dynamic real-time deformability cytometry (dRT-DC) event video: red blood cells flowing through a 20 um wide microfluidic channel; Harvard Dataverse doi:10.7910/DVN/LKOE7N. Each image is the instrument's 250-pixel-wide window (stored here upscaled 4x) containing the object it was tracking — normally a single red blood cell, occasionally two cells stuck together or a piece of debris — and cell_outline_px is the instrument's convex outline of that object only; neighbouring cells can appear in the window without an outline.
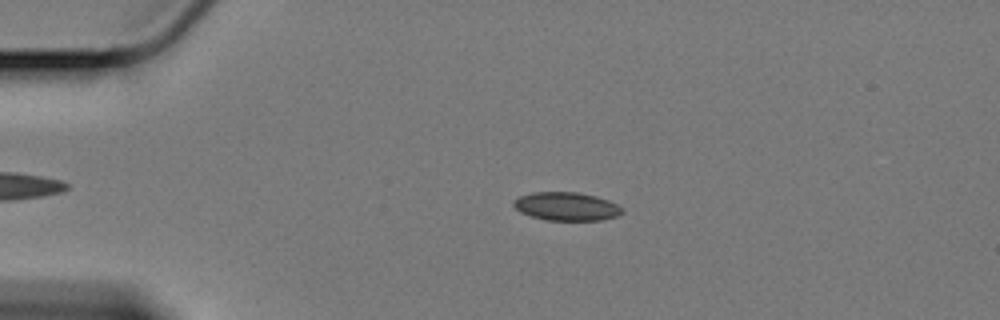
{"species": "Egyptian fruit bat (a non-hibernating species)", "species_latin": "Rousettus aegyptiacus", "temperature_condition": "cold", "stored_images_in_passage": 59, "camera_frame_rate_fps": 3000, "um_per_image_px": 0.085, "animal": {"sex": "female"}, "frame": {"image": 1, "passage_image": 13, "time_ms": 4.0, "image_size_px": [1000, 320], "cell_outline_px": [[624, 212], [616, 216], [600, 220], [548, 220], [532, 216], [520, 212], [512, 204], [512, 200], [520, 196], [532, 192], [580, 192], [596, 196], [608, 200], [624, 208]], "centroid_in_image_um": [48.15, 17.53], "position_along_channel_um": 36.9, "area_um2": 17.98}}
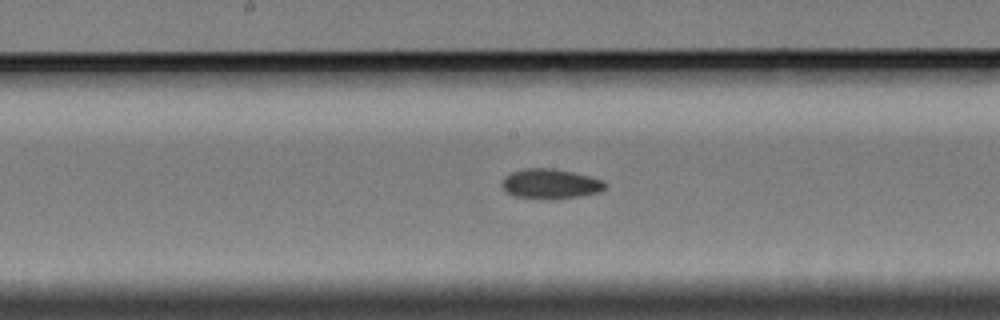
{"frame": {"image": 2, "passage_image": 31, "time_ms": 10.0, "image_size_px": [1000, 320], "cell_outline_px": [[608, 184], [600, 192], [580, 196], [512, 196], [500, 184], [504, 176], [512, 172], [524, 168], [552, 168], [572, 172], [604, 180]], "centroid_in_image_um": [46.79, 15.57], "position_along_channel_um": 201.4, "area_um2": 17.17}}
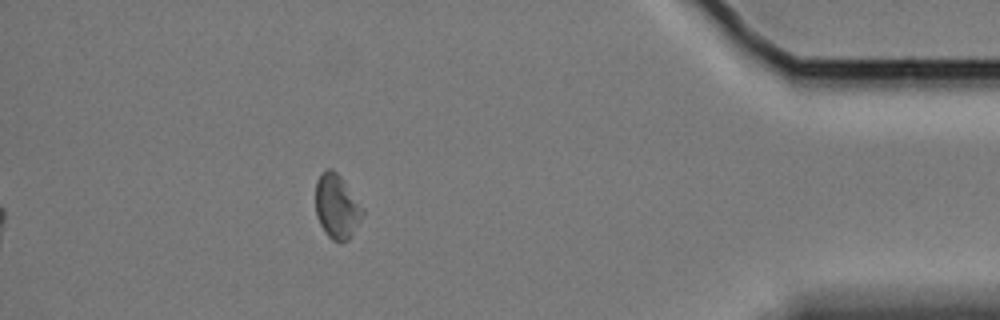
{"frame": {"image": 3, "passage_image": 53, "time_ms": 17.333, "image_size_px": [1000, 320], "cell_outline_px": [[364, 212], [360, 220], [348, 240], [332, 240], [328, 236], [320, 224], [316, 216], [316, 180], [320, 172], [324, 168], [332, 168], [340, 176], [364, 208]], "centroid_in_image_um": [28.61, 17.5], "position_along_channel_um": 406.6, "area_um2": 17.51}}